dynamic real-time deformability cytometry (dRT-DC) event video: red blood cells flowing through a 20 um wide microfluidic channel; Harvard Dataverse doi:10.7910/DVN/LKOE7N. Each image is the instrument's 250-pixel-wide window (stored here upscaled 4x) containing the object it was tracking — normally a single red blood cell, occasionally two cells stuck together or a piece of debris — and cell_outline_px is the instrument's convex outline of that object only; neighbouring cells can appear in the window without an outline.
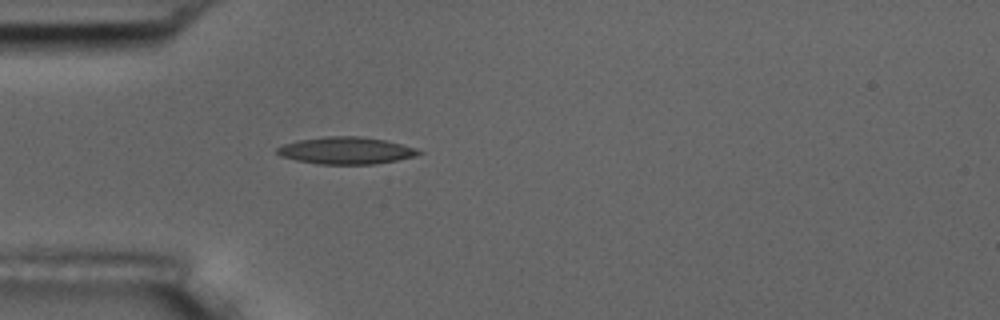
{"species": "common noctule bat (a hibernating species)", "species_latin": "Nyctalus noctula", "temperature_condition": "room temperature", "stored_images_in_passage": 4, "camera_frame_rate_fps": 3000, "um_per_image_px": 0.085, "animal": {"sex": "male", "body_mass_g": 17.5, "forearm_length_mm": 52.3}, "frame": {"image": 1, "passage_image": 4, "time_ms": 3.667, "image_size_px": [1000, 320], "cell_outline_px": [[424, 152], [416, 156], [376, 164], [320, 164], [296, 160], [280, 156], [276, 152], [276, 148], [284, 144], [296, 140], [324, 136], [364, 136], [384, 140], [416, 148]], "centroid_in_image_um": [29.4, 12.79], "position_along_channel_um": 55.6, "area_um2": 22.43}}